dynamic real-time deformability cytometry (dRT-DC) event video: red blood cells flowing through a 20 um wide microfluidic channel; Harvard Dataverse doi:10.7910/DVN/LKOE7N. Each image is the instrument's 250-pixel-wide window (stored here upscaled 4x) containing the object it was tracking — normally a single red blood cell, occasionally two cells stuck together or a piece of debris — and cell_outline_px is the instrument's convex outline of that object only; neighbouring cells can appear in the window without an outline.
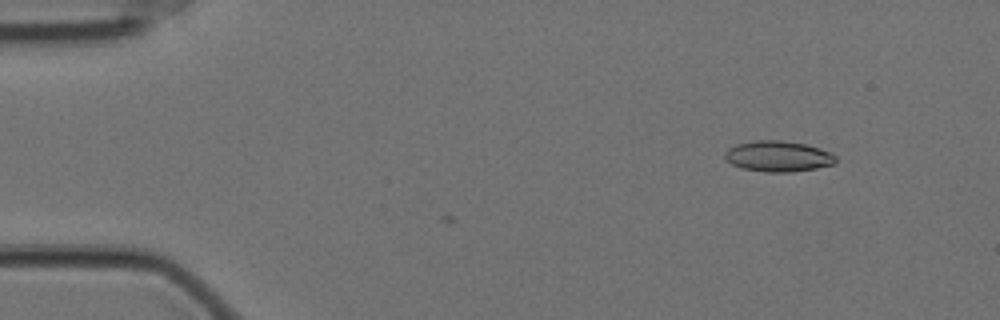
{"species": "Egyptian fruit bat (a non-hibernating species)", "species_latin": "Rousettus aegyptiacus", "temperature_condition": "cold", "stored_images_in_passage": 2, "camera_frame_rate_fps": 3000, "um_per_image_px": 0.085, "animal": {"sex": "female"}, "frame": {"image": 1, "passage_image": 2, "time_ms": 0.333, "image_size_px": [1000, 320], "cell_outline_px": [[836, 164], [816, 168], [792, 172], [764, 172], [740, 168], [724, 160], [724, 152], [728, 148], [736, 144], [756, 140], [780, 140], [804, 144], [820, 148], [836, 156]], "centroid_in_image_um": [66.1, 13.29], "position_along_channel_um": 18.9, "area_um2": 20.06}}